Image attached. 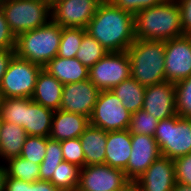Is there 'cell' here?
<instances>
[{
    "label": "cell",
    "instance_id": "1",
    "mask_svg": "<svg viewBox=\"0 0 191 191\" xmlns=\"http://www.w3.org/2000/svg\"><path fill=\"white\" fill-rule=\"evenodd\" d=\"M134 24L133 14L102 1L85 29L106 51L122 52L136 39Z\"/></svg>",
    "mask_w": 191,
    "mask_h": 191
},
{
    "label": "cell",
    "instance_id": "2",
    "mask_svg": "<svg viewBox=\"0 0 191 191\" xmlns=\"http://www.w3.org/2000/svg\"><path fill=\"white\" fill-rule=\"evenodd\" d=\"M135 38L166 41L183 36L181 12L176 0L143 9L134 16Z\"/></svg>",
    "mask_w": 191,
    "mask_h": 191
},
{
    "label": "cell",
    "instance_id": "3",
    "mask_svg": "<svg viewBox=\"0 0 191 191\" xmlns=\"http://www.w3.org/2000/svg\"><path fill=\"white\" fill-rule=\"evenodd\" d=\"M126 52L131 76L142 86L166 81L165 41L135 39Z\"/></svg>",
    "mask_w": 191,
    "mask_h": 191
},
{
    "label": "cell",
    "instance_id": "4",
    "mask_svg": "<svg viewBox=\"0 0 191 191\" xmlns=\"http://www.w3.org/2000/svg\"><path fill=\"white\" fill-rule=\"evenodd\" d=\"M62 27L50 20L46 25L16 36L15 55L44 67L57 56Z\"/></svg>",
    "mask_w": 191,
    "mask_h": 191
},
{
    "label": "cell",
    "instance_id": "5",
    "mask_svg": "<svg viewBox=\"0 0 191 191\" xmlns=\"http://www.w3.org/2000/svg\"><path fill=\"white\" fill-rule=\"evenodd\" d=\"M1 10L15 36L51 20V4L47 0H3Z\"/></svg>",
    "mask_w": 191,
    "mask_h": 191
},
{
    "label": "cell",
    "instance_id": "6",
    "mask_svg": "<svg viewBox=\"0 0 191 191\" xmlns=\"http://www.w3.org/2000/svg\"><path fill=\"white\" fill-rule=\"evenodd\" d=\"M154 138L161 156L174 160L191 153V118L175 115L160 120Z\"/></svg>",
    "mask_w": 191,
    "mask_h": 191
},
{
    "label": "cell",
    "instance_id": "7",
    "mask_svg": "<svg viewBox=\"0 0 191 191\" xmlns=\"http://www.w3.org/2000/svg\"><path fill=\"white\" fill-rule=\"evenodd\" d=\"M42 69L40 65L14 55L0 85L3 98H31Z\"/></svg>",
    "mask_w": 191,
    "mask_h": 191
},
{
    "label": "cell",
    "instance_id": "8",
    "mask_svg": "<svg viewBox=\"0 0 191 191\" xmlns=\"http://www.w3.org/2000/svg\"><path fill=\"white\" fill-rule=\"evenodd\" d=\"M89 120L104 131H122L129 128L131 114L111 90H102Z\"/></svg>",
    "mask_w": 191,
    "mask_h": 191
},
{
    "label": "cell",
    "instance_id": "9",
    "mask_svg": "<svg viewBox=\"0 0 191 191\" xmlns=\"http://www.w3.org/2000/svg\"><path fill=\"white\" fill-rule=\"evenodd\" d=\"M131 76L126 51L109 52L89 68L88 79L100 90H111Z\"/></svg>",
    "mask_w": 191,
    "mask_h": 191
},
{
    "label": "cell",
    "instance_id": "10",
    "mask_svg": "<svg viewBox=\"0 0 191 191\" xmlns=\"http://www.w3.org/2000/svg\"><path fill=\"white\" fill-rule=\"evenodd\" d=\"M102 0H58L51 4V20L60 27L85 29Z\"/></svg>",
    "mask_w": 191,
    "mask_h": 191
},
{
    "label": "cell",
    "instance_id": "11",
    "mask_svg": "<svg viewBox=\"0 0 191 191\" xmlns=\"http://www.w3.org/2000/svg\"><path fill=\"white\" fill-rule=\"evenodd\" d=\"M191 76V35L165 41L166 81L176 84Z\"/></svg>",
    "mask_w": 191,
    "mask_h": 191
},
{
    "label": "cell",
    "instance_id": "12",
    "mask_svg": "<svg viewBox=\"0 0 191 191\" xmlns=\"http://www.w3.org/2000/svg\"><path fill=\"white\" fill-rule=\"evenodd\" d=\"M129 181L124 170L107 164L89 165L80 170L77 191H118Z\"/></svg>",
    "mask_w": 191,
    "mask_h": 191
},
{
    "label": "cell",
    "instance_id": "13",
    "mask_svg": "<svg viewBox=\"0 0 191 191\" xmlns=\"http://www.w3.org/2000/svg\"><path fill=\"white\" fill-rule=\"evenodd\" d=\"M100 90L89 80L63 85L60 109L90 118Z\"/></svg>",
    "mask_w": 191,
    "mask_h": 191
},
{
    "label": "cell",
    "instance_id": "14",
    "mask_svg": "<svg viewBox=\"0 0 191 191\" xmlns=\"http://www.w3.org/2000/svg\"><path fill=\"white\" fill-rule=\"evenodd\" d=\"M131 148L124 172L130 181H135L161 156V153L154 136L149 135L131 134Z\"/></svg>",
    "mask_w": 191,
    "mask_h": 191
},
{
    "label": "cell",
    "instance_id": "15",
    "mask_svg": "<svg viewBox=\"0 0 191 191\" xmlns=\"http://www.w3.org/2000/svg\"><path fill=\"white\" fill-rule=\"evenodd\" d=\"M142 109L153 115L158 121L177 115L175 85L163 81L145 87Z\"/></svg>",
    "mask_w": 191,
    "mask_h": 191
},
{
    "label": "cell",
    "instance_id": "16",
    "mask_svg": "<svg viewBox=\"0 0 191 191\" xmlns=\"http://www.w3.org/2000/svg\"><path fill=\"white\" fill-rule=\"evenodd\" d=\"M135 181L140 191H172L176 183L174 160L160 156Z\"/></svg>",
    "mask_w": 191,
    "mask_h": 191
},
{
    "label": "cell",
    "instance_id": "17",
    "mask_svg": "<svg viewBox=\"0 0 191 191\" xmlns=\"http://www.w3.org/2000/svg\"><path fill=\"white\" fill-rule=\"evenodd\" d=\"M54 111L24 98L22 128L29 136L48 137L51 130Z\"/></svg>",
    "mask_w": 191,
    "mask_h": 191
},
{
    "label": "cell",
    "instance_id": "18",
    "mask_svg": "<svg viewBox=\"0 0 191 191\" xmlns=\"http://www.w3.org/2000/svg\"><path fill=\"white\" fill-rule=\"evenodd\" d=\"M89 125L88 117L59 109L54 111L48 137L57 141L77 138Z\"/></svg>",
    "mask_w": 191,
    "mask_h": 191
},
{
    "label": "cell",
    "instance_id": "19",
    "mask_svg": "<svg viewBox=\"0 0 191 191\" xmlns=\"http://www.w3.org/2000/svg\"><path fill=\"white\" fill-rule=\"evenodd\" d=\"M105 147V164L124 170L132 151L129 130L108 131Z\"/></svg>",
    "mask_w": 191,
    "mask_h": 191
},
{
    "label": "cell",
    "instance_id": "20",
    "mask_svg": "<svg viewBox=\"0 0 191 191\" xmlns=\"http://www.w3.org/2000/svg\"><path fill=\"white\" fill-rule=\"evenodd\" d=\"M62 90L63 84L42 69L37 77L31 99L35 103L56 111L60 109Z\"/></svg>",
    "mask_w": 191,
    "mask_h": 191
},
{
    "label": "cell",
    "instance_id": "21",
    "mask_svg": "<svg viewBox=\"0 0 191 191\" xmlns=\"http://www.w3.org/2000/svg\"><path fill=\"white\" fill-rule=\"evenodd\" d=\"M50 75L54 76L63 85L77 83L88 79L89 69L77 58H63L56 56L44 67Z\"/></svg>",
    "mask_w": 191,
    "mask_h": 191
},
{
    "label": "cell",
    "instance_id": "22",
    "mask_svg": "<svg viewBox=\"0 0 191 191\" xmlns=\"http://www.w3.org/2000/svg\"><path fill=\"white\" fill-rule=\"evenodd\" d=\"M79 139L85 156V166L105 164L107 131L89 125Z\"/></svg>",
    "mask_w": 191,
    "mask_h": 191
},
{
    "label": "cell",
    "instance_id": "23",
    "mask_svg": "<svg viewBox=\"0 0 191 191\" xmlns=\"http://www.w3.org/2000/svg\"><path fill=\"white\" fill-rule=\"evenodd\" d=\"M26 131L14 123L1 122L0 127V163L18 157L27 138Z\"/></svg>",
    "mask_w": 191,
    "mask_h": 191
},
{
    "label": "cell",
    "instance_id": "24",
    "mask_svg": "<svg viewBox=\"0 0 191 191\" xmlns=\"http://www.w3.org/2000/svg\"><path fill=\"white\" fill-rule=\"evenodd\" d=\"M112 93L122 101V105L130 114L136 113L143 107L145 87L132 76L111 89Z\"/></svg>",
    "mask_w": 191,
    "mask_h": 191
},
{
    "label": "cell",
    "instance_id": "25",
    "mask_svg": "<svg viewBox=\"0 0 191 191\" xmlns=\"http://www.w3.org/2000/svg\"><path fill=\"white\" fill-rule=\"evenodd\" d=\"M9 177L34 183L40 180V165L22 158L21 156L8 159L3 163Z\"/></svg>",
    "mask_w": 191,
    "mask_h": 191
},
{
    "label": "cell",
    "instance_id": "26",
    "mask_svg": "<svg viewBox=\"0 0 191 191\" xmlns=\"http://www.w3.org/2000/svg\"><path fill=\"white\" fill-rule=\"evenodd\" d=\"M80 170L78 166L67 161L61 162L49 180L62 191H77L79 186Z\"/></svg>",
    "mask_w": 191,
    "mask_h": 191
},
{
    "label": "cell",
    "instance_id": "27",
    "mask_svg": "<svg viewBox=\"0 0 191 191\" xmlns=\"http://www.w3.org/2000/svg\"><path fill=\"white\" fill-rule=\"evenodd\" d=\"M63 161L61 141L46 137L45 157L39 168L40 180L49 181L56 167Z\"/></svg>",
    "mask_w": 191,
    "mask_h": 191
},
{
    "label": "cell",
    "instance_id": "28",
    "mask_svg": "<svg viewBox=\"0 0 191 191\" xmlns=\"http://www.w3.org/2000/svg\"><path fill=\"white\" fill-rule=\"evenodd\" d=\"M107 53L109 52L95 38L85 33L75 58L89 69Z\"/></svg>",
    "mask_w": 191,
    "mask_h": 191
},
{
    "label": "cell",
    "instance_id": "29",
    "mask_svg": "<svg viewBox=\"0 0 191 191\" xmlns=\"http://www.w3.org/2000/svg\"><path fill=\"white\" fill-rule=\"evenodd\" d=\"M86 29L62 27V36L57 56L63 58H74L79 50Z\"/></svg>",
    "mask_w": 191,
    "mask_h": 191
},
{
    "label": "cell",
    "instance_id": "30",
    "mask_svg": "<svg viewBox=\"0 0 191 191\" xmlns=\"http://www.w3.org/2000/svg\"><path fill=\"white\" fill-rule=\"evenodd\" d=\"M158 120L150 115L145 110L140 109L136 113L131 114L129 132L131 134H141L154 136Z\"/></svg>",
    "mask_w": 191,
    "mask_h": 191
},
{
    "label": "cell",
    "instance_id": "31",
    "mask_svg": "<svg viewBox=\"0 0 191 191\" xmlns=\"http://www.w3.org/2000/svg\"><path fill=\"white\" fill-rule=\"evenodd\" d=\"M174 85L177 115L182 118H191V76Z\"/></svg>",
    "mask_w": 191,
    "mask_h": 191
},
{
    "label": "cell",
    "instance_id": "32",
    "mask_svg": "<svg viewBox=\"0 0 191 191\" xmlns=\"http://www.w3.org/2000/svg\"><path fill=\"white\" fill-rule=\"evenodd\" d=\"M46 137L27 136L20 156L40 165L45 157Z\"/></svg>",
    "mask_w": 191,
    "mask_h": 191
},
{
    "label": "cell",
    "instance_id": "33",
    "mask_svg": "<svg viewBox=\"0 0 191 191\" xmlns=\"http://www.w3.org/2000/svg\"><path fill=\"white\" fill-rule=\"evenodd\" d=\"M24 98H3L0 106L1 121L14 123L22 127Z\"/></svg>",
    "mask_w": 191,
    "mask_h": 191
},
{
    "label": "cell",
    "instance_id": "34",
    "mask_svg": "<svg viewBox=\"0 0 191 191\" xmlns=\"http://www.w3.org/2000/svg\"><path fill=\"white\" fill-rule=\"evenodd\" d=\"M4 191H62L50 181L38 180L29 183L23 180L9 177L6 174Z\"/></svg>",
    "mask_w": 191,
    "mask_h": 191
},
{
    "label": "cell",
    "instance_id": "35",
    "mask_svg": "<svg viewBox=\"0 0 191 191\" xmlns=\"http://www.w3.org/2000/svg\"><path fill=\"white\" fill-rule=\"evenodd\" d=\"M61 148L64 161L79 168L85 166V156L79 137L61 141Z\"/></svg>",
    "mask_w": 191,
    "mask_h": 191
},
{
    "label": "cell",
    "instance_id": "36",
    "mask_svg": "<svg viewBox=\"0 0 191 191\" xmlns=\"http://www.w3.org/2000/svg\"><path fill=\"white\" fill-rule=\"evenodd\" d=\"M166 0H110L117 8L127 11L134 16L143 9L164 3Z\"/></svg>",
    "mask_w": 191,
    "mask_h": 191
},
{
    "label": "cell",
    "instance_id": "37",
    "mask_svg": "<svg viewBox=\"0 0 191 191\" xmlns=\"http://www.w3.org/2000/svg\"><path fill=\"white\" fill-rule=\"evenodd\" d=\"M175 181L191 186V153L174 159Z\"/></svg>",
    "mask_w": 191,
    "mask_h": 191
},
{
    "label": "cell",
    "instance_id": "38",
    "mask_svg": "<svg viewBox=\"0 0 191 191\" xmlns=\"http://www.w3.org/2000/svg\"><path fill=\"white\" fill-rule=\"evenodd\" d=\"M16 36L10 30L4 13L0 10V50H15Z\"/></svg>",
    "mask_w": 191,
    "mask_h": 191
},
{
    "label": "cell",
    "instance_id": "39",
    "mask_svg": "<svg viewBox=\"0 0 191 191\" xmlns=\"http://www.w3.org/2000/svg\"><path fill=\"white\" fill-rule=\"evenodd\" d=\"M180 12L183 34L191 35V0H176Z\"/></svg>",
    "mask_w": 191,
    "mask_h": 191
},
{
    "label": "cell",
    "instance_id": "40",
    "mask_svg": "<svg viewBox=\"0 0 191 191\" xmlns=\"http://www.w3.org/2000/svg\"><path fill=\"white\" fill-rule=\"evenodd\" d=\"M15 55V50H0V85L7 67Z\"/></svg>",
    "mask_w": 191,
    "mask_h": 191
},
{
    "label": "cell",
    "instance_id": "41",
    "mask_svg": "<svg viewBox=\"0 0 191 191\" xmlns=\"http://www.w3.org/2000/svg\"><path fill=\"white\" fill-rule=\"evenodd\" d=\"M118 191H140V188H139L138 184L136 183V181H129Z\"/></svg>",
    "mask_w": 191,
    "mask_h": 191
},
{
    "label": "cell",
    "instance_id": "42",
    "mask_svg": "<svg viewBox=\"0 0 191 191\" xmlns=\"http://www.w3.org/2000/svg\"><path fill=\"white\" fill-rule=\"evenodd\" d=\"M6 172L4 165L0 163V191H4Z\"/></svg>",
    "mask_w": 191,
    "mask_h": 191
},
{
    "label": "cell",
    "instance_id": "43",
    "mask_svg": "<svg viewBox=\"0 0 191 191\" xmlns=\"http://www.w3.org/2000/svg\"><path fill=\"white\" fill-rule=\"evenodd\" d=\"M172 191H191V186L176 182Z\"/></svg>",
    "mask_w": 191,
    "mask_h": 191
},
{
    "label": "cell",
    "instance_id": "44",
    "mask_svg": "<svg viewBox=\"0 0 191 191\" xmlns=\"http://www.w3.org/2000/svg\"><path fill=\"white\" fill-rule=\"evenodd\" d=\"M2 100H3V95H2V92H1V90H0V106H1V104H2Z\"/></svg>",
    "mask_w": 191,
    "mask_h": 191
},
{
    "label": "cell",
    "instance_id": "45",
    "mask_svg": "<svg viewBox=\"0 0 191 191\" xmlns=\"http://www.w3.org/2000/svg\"><path fill=\"white\" fill-rule=\"evenodd\" d=\"M47 1H49L50 4H52L53 2L58 1V0H47Z\"/></svg>",
    "mask_w": 191,
    "mask_h": 191
}]
</instances>
